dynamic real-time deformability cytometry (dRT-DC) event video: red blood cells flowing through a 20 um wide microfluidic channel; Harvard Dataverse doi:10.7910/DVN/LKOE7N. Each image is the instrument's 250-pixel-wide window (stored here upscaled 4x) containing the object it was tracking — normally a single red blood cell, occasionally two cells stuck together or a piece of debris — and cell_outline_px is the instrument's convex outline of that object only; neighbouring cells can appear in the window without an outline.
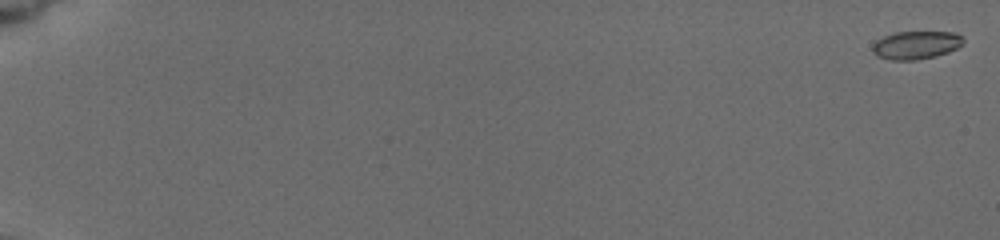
{"species": "common noctule bat (a hibernating species)", "species_latin": "Nyctalus noctula", "temperature_condition": "cold", "stored_images_in_passage": 5, "camera_frame_rate_fps": 3000, "um_per_image_px": 0.085, "animal": {"sex": "female", "body_mass_g": 19.5, "forearm_length_mm": 54.1}, "frame": {"image": 1, "passage_image": 2, "time_ms": 0.333, "image_size_px": [1000, 240], "cell_outline_px": [[964, 44], [948, 52], [932, 56], [912, 60], [892, 60], [876, 56], [872, 52], [872, 44], [876, 40], [884, 36], [896, 32], [952, 32], [964, 36]], "centroid_in_image_um": [77.85, 3.82], "position_along_channel_um": 7.2, "area_um2": 14.85}}